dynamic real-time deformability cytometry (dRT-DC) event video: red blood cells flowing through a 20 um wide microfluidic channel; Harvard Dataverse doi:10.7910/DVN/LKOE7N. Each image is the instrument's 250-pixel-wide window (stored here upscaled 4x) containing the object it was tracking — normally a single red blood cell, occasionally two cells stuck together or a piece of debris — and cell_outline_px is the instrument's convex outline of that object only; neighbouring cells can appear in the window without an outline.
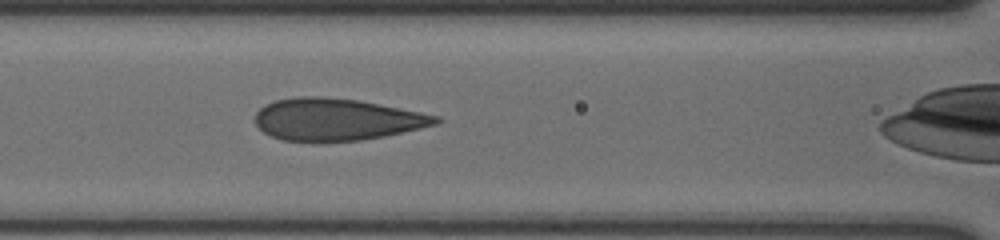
{"species": "human", "species_latin": "Homo sapiens", "temperature_condition": "cold", "stored_images_in_passage": 28, "camera_frame_rate_fps": 3000, "um_per_image_px": 0.085, "donor": {"sex": "male"}, "frame": {"image": 1, "passage_image": 5, "time_ms": 1.333, "image_size_px": [1000, 240], "cell_outline_px": [[444, 120], [436, 124], [420, 128], [384, 136], [360, 140], [284, 140], [272, 136], [264, 132], [256, 124], [256, 112], [264, 104], [276, 100], [296, 96], [324, 96], [356, 100], [420, 112], [440, 116]], "centroid_in_image_um": [28.61, 10.13], "position_along_channel_um": 138.0, "area_um2": 43.64}}
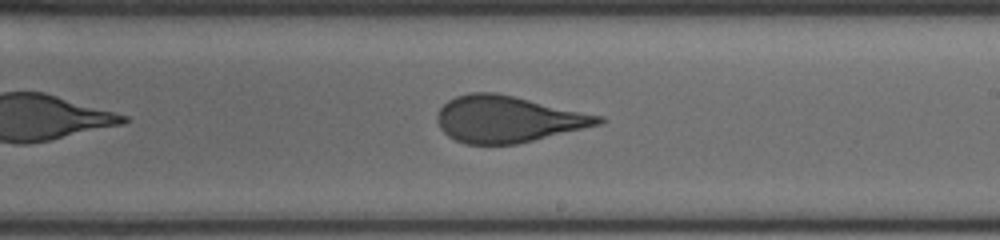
{"frame": {"image": 2, "passage_image": 13, "time_ms": 4.0, "image_size_px": [1000, 240], "cell_outline_px": [[604, 120], [600, 124], [516, 144], [464, 144], [448, 136], [440, 128], [436, 120], [436, 116], [440, 108], [448, 100], [456, 96], [468, 92], [496, 92], [604, 116]], "centroid_in_image_um": [43.12, 10.11], "position_along_channel_um": 245.9, "area_um2": 43.52}}
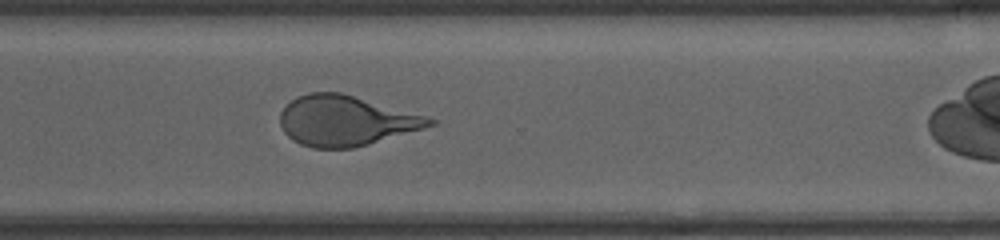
{"frame": {"image": 3, "passage_image": 21, "time_ms": 6.667, "image_size_px": [1000, 240], "cell_outline_px": [[436, 124], [368, 144], [352, 148], [312, 148], [300, 144], [292, 140], [284, 132], [280, 124], [280, 112], [296, 96], [308, 92], [340, 92], [424, 116], [436, 120]], "centroid_in_image_um": [29.32, 10.26], "position_along_channel_um": 341.3, "area_um2": 43.12}}